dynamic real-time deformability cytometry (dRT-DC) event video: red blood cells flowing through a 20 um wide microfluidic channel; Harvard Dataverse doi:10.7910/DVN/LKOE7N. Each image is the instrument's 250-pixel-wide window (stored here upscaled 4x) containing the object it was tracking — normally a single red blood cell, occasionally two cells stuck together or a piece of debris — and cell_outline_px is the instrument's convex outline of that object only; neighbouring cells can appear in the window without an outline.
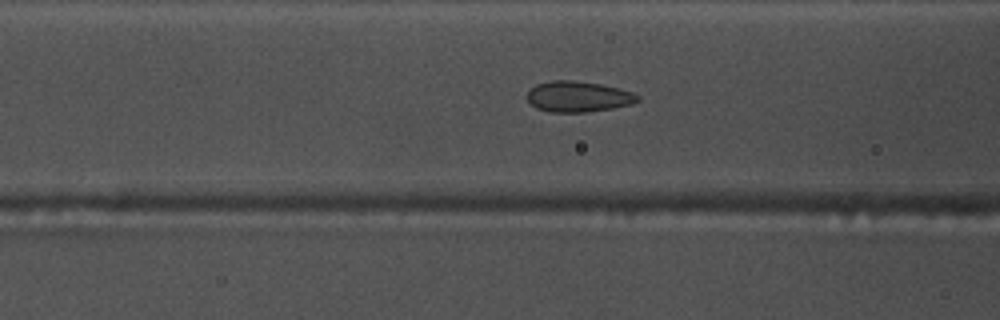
{"species": "common noctule bat (a hibernating species)", "species_latin": "Nyctalus noctula", "temperature_condition": "warm", "stored_images_in_passage": 29, "camera_frame_rate_fps": 3000, "um_per_image_px": 0.085, "animal": {"sex": "male", "body_mass_g": 17.5, "forearm_length_mm": 52.3}, "frame": {"image": 1, "passage_image": 4, "time_ms": 1.0, "image_size_px": [1000, 320], "cell_outline_px": [[640, 100], [632, 104], [612, 108], [584, 112], [552, 112], [536, 108], [528, 100], [528, 92], [536, 84], [552, 80], [572, 80], [600, 84], [632, 92], [640, 96]], "centroid_in_image_um": [49.15, 8.21], "position_along_channel_um": 117.4, "area_um2": 19.59}}
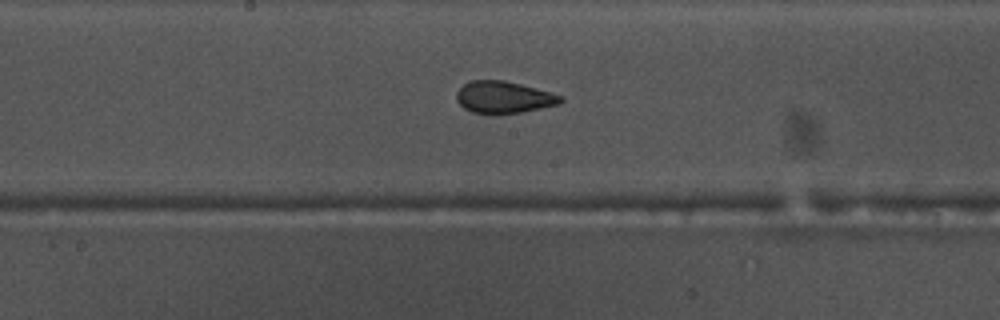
{"frame": {"image": 2, "passage_image": 11, "time_ms": 3.333, "image_size_px": [1000, 320], "cell_outline_px": [[564, 100], [560, 104], [520, 112], [488, 116], [472, 112], [464, 108], [456, 100], [456, 92], [464, 84], [472, 80], [504, 80], [552, 92], [564, 96]], "centroid_in_image_um": [42.81, 8.29], "position_along_channel_um": 205.4, "area_um2": 19.77}}
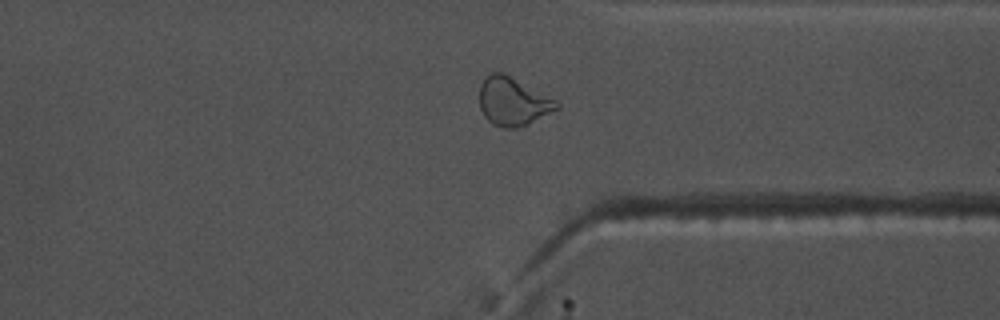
{"frame": {"image": 3, "passage_image": 24, "time_ms": 7.667, "image_size_px": [1000, 320], "cell_outline_px": [[560, 108], [516, 128], [500, 128], [492, 124], [484, 116], [480, 108], [480, 84], [492, 72], [504, 72], [556, 100], [560, 104]], "centroid_in_image_um": [43.58, 8.62], "position_along_channel_um": 367.8, "area_um2": 21.5}}